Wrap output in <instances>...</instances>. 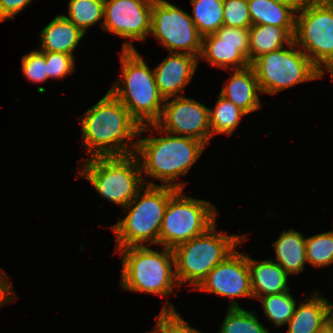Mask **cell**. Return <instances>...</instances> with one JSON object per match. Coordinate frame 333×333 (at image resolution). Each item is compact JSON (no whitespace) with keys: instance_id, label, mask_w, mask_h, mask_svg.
Returning <instances> with one entry per match:
<instances>
[{"instance_id":"ac0fdd59","label":"cell","mask_w":333,"mask_h":333,"mask_svg":"<svg viewBox=\"0 0 333 333\" xmlns=\"http://www.w3.org/2000/svg\"><path fill=\"white\" fill-rule=\"evenodd\" d=\"M230 72L231 76L223 84L219 94L233 102L247 115L258 111L262 106L258 95L261 91L253 68L248 66Z\"/></svg>"},{"instance_id":"3957f363","label":"cell","mask_w":333,"mask_h":333,"mask_svg":"<svg viewBox=\"0 0 333 333\" xmlns=\"http://www.w3.org/2000/svg\"><path fill=\"white\" fill-rule=\"evenodd\" d=\"M121 72L109 91L128 109L140 126L154 124L165 99L160 95L153 68H149L130 41L123 43Z\"/></svg>"},{"instance_id":"8fae6325","label":"cell","mask_w":333,"mask_h":333,"mask_svg":"<svg viewBox=\"0 0 333 333\" xmlns=\"http://www.w3.org/2000/svg\"><path fill=\"white\" fill-rule=\"evenodd\" d=\"M150 35L169 53L200 57L202 36L190 14L166 0L153 2Z\"/></svg>"},{"instance_id":"484cf974","label":"cell","mask_w":333,"mask_h":333,"mask_svg":"<svg viewBox=\"0 0 333 333\" xmlns=\"http://www.w3.org/2000/svg\"><path fill=\"white\" fill-rule=\"evenodd\" d=\"M104 1L105 0H69L68 16L76 27L80 28L85 34L88 27L100 22L101 27L104 21Z\"/></svg>"},{"instance_id":"52a82bcc","label":"cell","mask_w":333,"mask_h":333,"mask_svg":"<svg viewBox=\"0 0 333 333\" xmlns=\"http://www.w3.org/2000/svg\"><path fill=\"white\" fill-rule=\"evenodd\" d=\"M245 240V235H227V231L226 234L218 231L215 223L205 233L175 246L172 250L179 286L185 283L195 289L217 264Z\"/></svg>"},{"instance_id":"e575fe53","label":"cell","mask_w":333,"mask_h":333,"mask_svg":"<svg viewBox=\"0 0 333 333\" xmlns=\"http://www.w3.org/2000/svg\"><path fill=\"white\" fill-rule=\"evenodd\" d=\"M17 298L18 296L13 289L11 277L4 270L0 269V308L11 302L14 303Z\"/></svg>"},{"instance_id":"277c9868","label":"cell","mask_w":333,"mask_h":333,"mask_svg":"<svg viewBox=\"0 0 333 333\" xmlns=\"http://www.w3.org/2000/svg\"><path fill=\"white\" fill-rule=\"evenodd\" d=\"M179 189L163 185H145L126 205L124 218L109 228L116 238L115 252L131 246L159 245V234L169 199Z\"/></svg>"},{"instance_id":"8992f818","label":"cell","mask_w":333,"mask_h":333,"mask_svg":"<svg viewBox=\"0 0 333 333\" xmlns=\"http://www.w3.org/2000/svg\"><path fill=\"white\" fill-rule=\"evenodd\" d=\"M79 163L82 167L75 174L88 180L102 198L121 209L145 186L136 154L84 158Z\"/></svg>"},{"instance_id":"83f0119b","label":"cell","mask_w":333,"mask_h":333,"mask_svg":"<svg viewBox=\"0 0 333 333\" xmlns=\"http://www.w3.org/2000/svg\"><path fill=\"white\" fill-rule=\"evenodd\" d=\"M218 333H271L259 322L255 311L228 307Z\"/></svg>"},{"instance_id":"74e56055","label":"cell","mask_w":333,"mask_h":333,"mask_svg":"<svg viewBox=\"0 0 333 333\" xmlns=\"http://www.w3.org/2000/svg\"><path fill=\"white\" fill-rule=\"evenodd\" d=\"M331 77V81H333V71L329 73Z\"/></svg>"},{"instance_id":"603a6c76","label":"cell","mask_w":333,"mask_h":333,"mask_svg":"<svg viewBox=\"0 0 333 333\" xmlns=\"http://www.w3.org/2000/svg\"><path fill=\"white\" fill-rule=\"evenodd\" d=\"M248 9L252 25L295 27L296 13L272 0H248Z\"/></svg>"},{"instance_id":"7a4b0ae2","label":"cell","mask_w":333,"mask_h":333,"mask_svg":"<svg viewBox=\"0 0 333 333\" xmlns=\"http://www.w3.org/2000/svg\"><path fill=\"white\" fill-rule=\"evenodd\" d=\"M80 126L82 146L88 158L137 152L141 126L109 90L80 116Z\"/></svg>"},{"instance_id":"f1b7e54d","label":"cell","mask_w":333,"mask_h":333,"mask_svg":"<svg viewBox=\"0 0 333 333\" xmlns=\"http://www.w3.org/2000/svg\"><path fill=\"white\" fill-rule=\"evenodd\" d=\"M307 262L314 268L333 263V230L306 237Z\"/></svg>"},{"instance_id":"1f68e13d","label":"cell","mask_w":333,"mask_h":333,"mask_svg":"<svg viewBox=\"0 0 333 333\" xmlns=\"http://www.w3.org/2000/svg\"><path fill=\"white\" fill-rule=\"evenodd\" d=\"M22 73L29 82L43 83L47 81L45 55L40 50H32L21 57Z\"/></svg>"},{"instance_id":"9c48e42d","label":"cell","mask_w":333,"mask_h":333,"mask_svg":"<svg viewBox=\"0 0 333 333\" xmlns=\"http://www.w3.org/2000/svg\"><path fill=\"white\" fill-rule=\"evenodd\" d=\"M294 43L323 72L333 71V4L308 0L296 14Z\"/></svg>"},{"instance_id":"d6a6232c","label":"cell","mask_w":333,"mask_h":333,"mask_svg":"<svg viewBox=\"0 0 333 333\" xmlns=\"http://www.w3.org/2000/svg\"><path fill=\"white\" fill-rule=\"evenodd\" d=\"M45 55L49 79H64L76 71L75 58L67 53L41 51Z\"/></svg>"},{"instance_id":"7402d4cb","label":"cell","mask_w":333,"mask_h":333,"mask_svg":"<svg viewBox=\"0 0 333 333\" xmlns=\"http://www.w3.org/2000/svg\"><path fill=\"white\" fill-rule=\"evenodd\" d=\"M295 27L252 25L249 28V62L269 52L289 46L294 41Z\"/></svg>"},{"instance_id":"e0dca14e","label":"cell","mask_w":333,"mask_h":333,"mask_svg":"<svg viewBox=\"0 0 333 333\" xmlns=\"http://www.w3.org/2000/svg\"><path fill=\"white\" fill-rule=\"evenodd\" d=\"M287 323V333H322L333 323V303L319 290L297 304Z\"/></svg>"},{"instance_id":"836d02e7","label":"cell","mask_w":333,"mask_h":333,"mask_svg":"<svg viewBox=\"0 0 333 333\" xmlns=\"http://www.w3.org/2000/svg\"><path fill=\"white\" fill-rule=\"evenodd\" d=\"M33 0H0V23L14 20L15 16L23 11Z\"/></svg>"},{"instance_id":"ffe728a7","label":"cell","mask_w":333,"mask_h":333,"mask_svg":"<svg viewBox=\"0 0 333 333\" xmlns=\"http://www.w3.org/2000/svg\"><path fill=\"white\" fill-rule=\"evenodd\" d=\"M40 51L73 53L85 33L76 27L64 14L56 15L40 31Z\"/></svg>"},{"instance_id":"cb8c5ba5","label":"cell","mask_w":333,"mask_h":333,"mask_svg":"<svg viewBox=\"0 0 333 333\" xmlns=\"http://www.w3.org/2000/svg\"><path fill=\"white\" fill-rule=\"evenodd\" d=\"M216 98L214 109H209L211 135L212 137L215 134L233 135L241 119L247 114L220 94Z\"/></svg>"},{"instance_id":"4316f807","label":"cell","mask_w":333,"mask_h":333,"mask_svg":"<svg viewBox=\"0 0 333 333\" xmlns=\"http://www.w3.org/2000/svg\"><path fill=\"white\" fill-rule=\"evenodd\" d=\"M264 316L277 327L287 324L294 314L297 301L287 292L258 297Z\"/></svg>"},{"instance_id":"5b68a950","label":"cell","mask_w":333,"mask_h":333,"mask_svg":"<svg viewBox=\"0 0 333 333\" xmlns=\"http://www.w3.org/2000/svg\"><path fill=\"white\" fill-rule=\"evenodd\" d=\"M122 256L120 287L124 291H133L158 295L161 298L171 296L174 287H179L173 250L162 246L154 250L146 246H131L118 249Z\"/></svg>"},{"instance_id":"9a60e30c","label":"cell","mask_w":333,"mask_h":333,"mask_svg":"<svg viewBox=\"0 0 333 333\" xmlns=\"http://www.w3.org/2000/svg\"><path fill=\"white\" fill-rule=\"evenodd\" d=\"M200 59L224 70L244 69L249 62V28L222 25L214 34L202 37Z\"/></svg>"},{"instance_id":"d590c367","label":"cell","mask_w":333,"mask_h":333,"mask_svg":"<svg viewBox=\"0 0 333 333\" xmlns=\"http://www.w3.org/2000/svg\"><path fill=\"white\" fill-rule=\"evenodd\" d=\"M291 8L296 14L304 7L308 0H272Z\"/></svg>"},{"instance_id":"4fadbf2b","label":"cell","mask_w":333,"mask_h":333,"mask_svg":"<svg viewBox=\"0 0 333 333\" xmlns=\"http://www.w3.org/2000/svg\"><path fill=\"white\" fill-rule=\"evenodd\" d=\"M194 290L228 298L230 308L241 307L235 298H253L247 254L235 249Z\"/></svg>"},{"instance_id":"7c38bea8","label":"cell","mask_w":333,"mask_h":333,"mask_svg":"<svg viewBox=\"0 0 333 333\" xmlns=\"http://www.w3.org/2000/svg\"><path fill=\"white\" fill-rule=\"evenodd\" d=\"M209 109L187 96L165 99L161 115L154 124L169 134L192 137L209 145L212 138Z\"/></svg>"},{"instance_id":"2e32d148","label":"cell","mask_w":333,"mask_h":333,"mask_svg":"<svg viewBox=\"0 0 333 333\" xmlns=\"http://www.w3.org/2000/svg\"><path fill=\"white\" fill-rule=\"evenodd\" d=\"M199 58L186 53H169L153 68L155 81L164 99L184 96L185 88L193 80Z\"/></svg>"},{"instance_id":"ba28073f","label":"cell","mask_w":333,"mask_h":333,"mask_svg":"<svg viewBox=\"0 0 333 333\" xmlns=\"http://www.w3.org/2000/svg\"><path fill=\"white\" fill-rule=\"evenodd\" d=\"M250 66L261 94L276 95L295 85L323 78V72L294 43L255 59Z\"/></svg>"},{"instance_id":"d4e9b609","label":"cell","mask_w":333,"mask_h":333,"mask_svg":"<svg viewBox=\"0 0 333 333\" xmlns=\"http://www.w3.org/2000/svg\"><path fill=\"white\" fill-rule=\"evenodd\" d=\"M192 18L199 34H214L223 23V0H190Z\"/></svg>"},{"instance_id":"4dcf8cb0","label":"cell","mask_w":333,"mask_h":333,"mask_svg":"<svg viewBox=\"0 0 333 333\" xmlns=\"http://www.w3.org/2000/svg\"><path fill=\"white\" fill-rule=\"evenodd\" d=\"M223 23L230 27L250 28L248 0H223Z\"/></svg>"},{"instance_id":"6da1fadb","label":"cell","mask_w":333,"mask_h":333,"mask_svg":"<svg viewBox=\"0 0 333 333\" xmlns=\"http://www.w3.org/2000/svg\"><path fill=\"white\" fill-rule=\"evenodd\" d=\"M150 130L153 136L140 138L142 132L150 133ZM154 133H159L161 136L156 135V137ZM137 139L136 156L141 165L142 175L145 177H143L145 185H159L149 181L153 178L162 182L163 186L183 190L187 183L178 182L177 179L190 171L206 147L203 142L195 138L169 134L155 124L141 126Z\"/></svg>"},{"instance_id":"d6986e66","label":"cell","mask_w":333,"mask_h":333,"mask_svg":"<svg viewBox=\"0 0 333 333\" xmlns=\"http://www.w3.org/2000/svg\"><path fill=\"white\" fill-rule=\"evenodd\" d=\"M247 262L254 299L290 290L289 274L272 259L258 261L247 254Z\"/></svg>"},{"instance_id":"8d00e7d4","label":"cell","mask_w":333,"mask_h":333,"mask_svg":"<svg viewBox=\"0 0 333 333\" xmlns=\"http://www.w3.org/2000/svg\"><path fill=\"white\" fill-rule=\"evenodd\" d=\"M322 333H333V323Z\"/></svg>"},{"instance_id":"5bb4252c","label":"cell","mask_w":333,"mask_h":333,"mask_svg":"<svg viewBox=\"0 0 333 333\" xmlns=\"http://www.w3.org/2000/svg\"><path fill=\"white\" fill-rule=\"evenodd\" d=\"M155 0H105L102 29L124 39L144 42L150 36Z\"/></svg>"},{"instance_id":"f546056e","label":"cell","mask_w":333,"mask_h":333,"mask_svg":"<svg viewBox=\"0 0 333 333\" xmlns=\"http://www.w3.org/2000/svg\"><path fill=\"white\" fill-rule=\"evenodd\" d=\"M165 302L160 313L155 317V329L150 333H204L189 326L188 322L180 316L173 303Z\"/></svg>"},{"instance_id":"44dd1931","label":"cell","mask_w":333,"mask_h":333,"mask_svg":"<svg viewBox=\"0 0 333 333\" xmlns=\"http://www.w3.org/2000/svg\"><path fill=\"white\" fill-rule=\"evenodd\" d=\"M272 247L275 251V260L289 275H298L305 270L307 264L306 237L293 228L282 230Z\"/></svg>"},{"instance_id":"30bf717a","label":"cell","mask_w":333,"mask_h":333,"mask_svg":"<svg viewBox=\"0 0 333 333\" xmlns=\"http://www.w3.org/2000/svg\"><path fill=\"white\" fill-rule=\"evenodd\" d=\"M179 189L170 199L162 220L159 245L175 246L205 233L216 223L218 210L211 202L193 198Z\"/></svg>"}]
</instances>
